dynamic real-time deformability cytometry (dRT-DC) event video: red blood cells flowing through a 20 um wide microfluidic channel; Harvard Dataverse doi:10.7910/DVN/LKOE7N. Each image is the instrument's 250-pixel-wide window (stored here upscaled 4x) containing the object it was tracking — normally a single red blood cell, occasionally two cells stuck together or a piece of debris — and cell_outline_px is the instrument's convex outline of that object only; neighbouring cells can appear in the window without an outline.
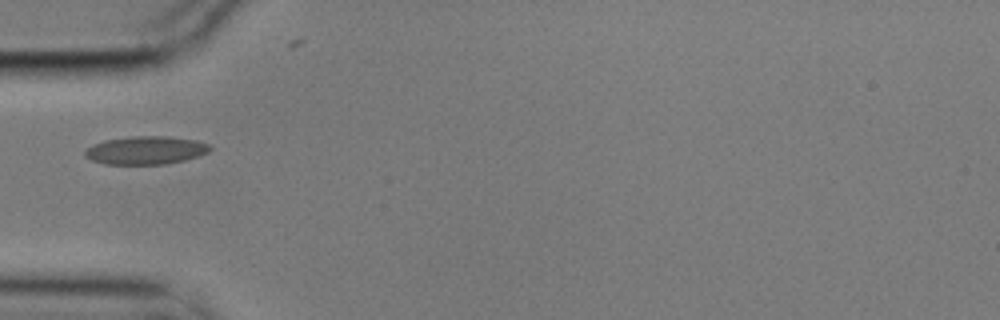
{"species": "common noctule bat (a hibernating species)", "species_latin": "Nyctalus noctula", "temperature_condition": "cold", "stored_images_in_passage": 6, "camera_frame_rate_fps": 3000, "um_per_image_px": 0.085, "animal": {"sex": "male", "body_mass_g": 17.9}, "frame": {"image": 1, "passage_image": 1, "time_ms": 0.0, "image_size_px": [1000, 320], "cell_outline_px": [[212, 148], [208, 152], [200, 156], [184, 160], [164, 164], [104, 164], [92, 160], [84, 156], [84, 152], [92, 144], [104, 140], [132, 136], [168, 136], [196, 140], [208, 144]], "centroid_in_image_um": [12.39, 12.77], "position_along_channel_um": 72.6, "area_um2": 20.58}}
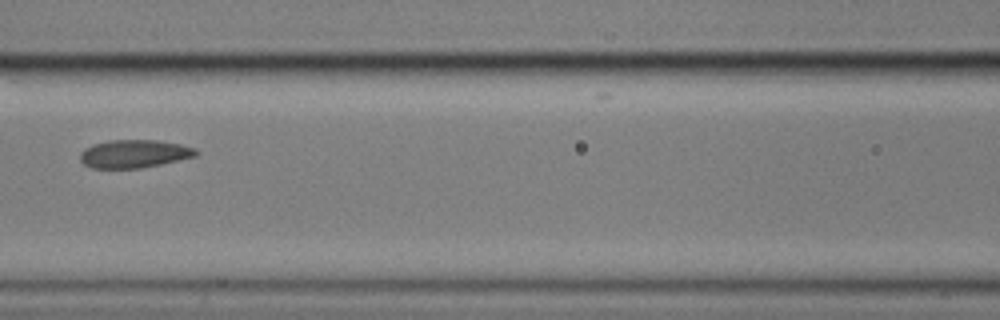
{"frame": {"image": 2, "passage_image": 3, "time_ms": 0.667, "image_size_px": [1000, 320], "cell_outline_px": [[200, 152], [196, 156], [160, 164], [140, 168], [92, 168], [84, 164], [80, 160], [80, 152], [84, 148], [92, 144], [108, 140], [156, 140], [180, 144], [196, 148]], "centroid_in_image_um": [11.39, 13.06], "position_along_channel_um": 155.2, "area_um2": 19.02}}
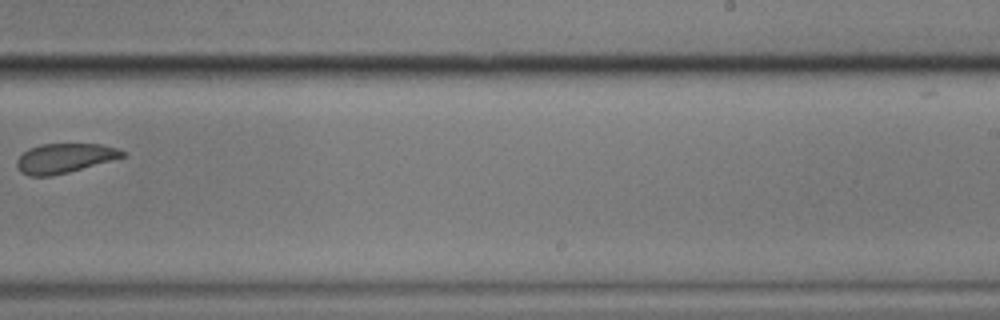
{"frame": {"image": 3, "passage_image": 6, "time_ms": 1.667, "image_size_px": [1000, 320], "cell_outline_px": [[128, 152], [124, 156], [68, 172], [52, 176], [28, 176], [20, 172], [16, 168], [16, 160], [28, 148], [40, 144], [100, 144], [116, 148]], "centroid_in_image_um": [5.43, 13.44], "position_along_channel_um": 283.6, "area_um2": 18.09}}